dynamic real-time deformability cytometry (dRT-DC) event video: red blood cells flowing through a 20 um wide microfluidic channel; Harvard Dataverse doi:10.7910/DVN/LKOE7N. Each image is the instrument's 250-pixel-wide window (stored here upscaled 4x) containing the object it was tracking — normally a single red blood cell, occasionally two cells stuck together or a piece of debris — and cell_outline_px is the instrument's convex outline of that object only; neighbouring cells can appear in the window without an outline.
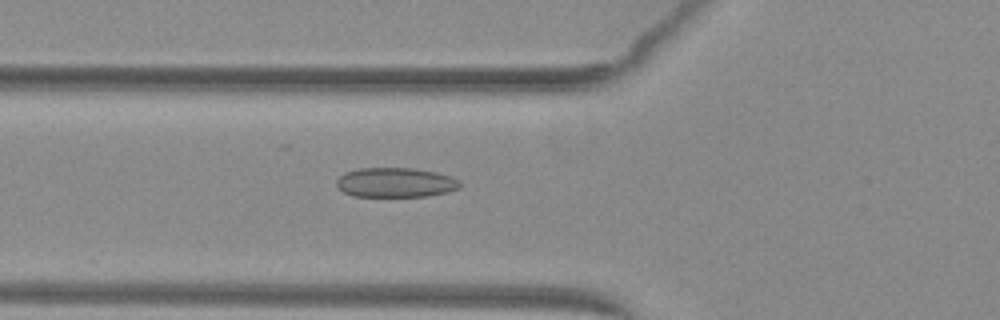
{"species": "common noctule bat (a hibernating species)", "species_latin": "Nyctalus noctula", "temperature_condition": "warm", "stored_images_in_passage": 52, "camera_frame_rate_fps": 3000, "um_per_image_px": 0.085, "animal": {"sex": "female", "body_mass_g": 29.2, "forearm_length_mm": 56.3}, "frame": {"image": 1, "passage_image": 20, "time_ms": 6.333, "image_size_px": [1000, 320], "cell_outline_px": [[460, 188], [448, 192], [428, 196], [352, 196], [344, 192], [336, 184], [336, 180], [344, 172], [360, 168], [416, 168], [436, 172], [452, 176], [460, 180]], "centroid_in_image_um": [33.65, 15.5], "position_along_channel_um": 92.2, "area_um2": 21.44}}
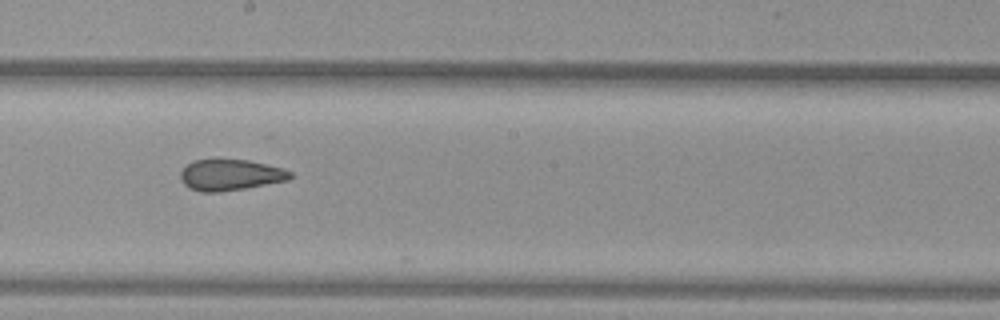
{"frame": {"image": 2, "passage_image": 30, "time_ms": 9.667, "image_size_px": [1000, 320], "cell_outline_px": [[292, 176], [288, 180], [244, 188], [220, 192], [200, 192], [188, 188], [180, 180], [180, 172], [188, 164], [196, 160], [248, 160], [284, 168], [292, 172]], "centroid_in_image_um": [19.57, 14.88], "position_along_channel_um": 228.6, "area_um2": 19.77}}
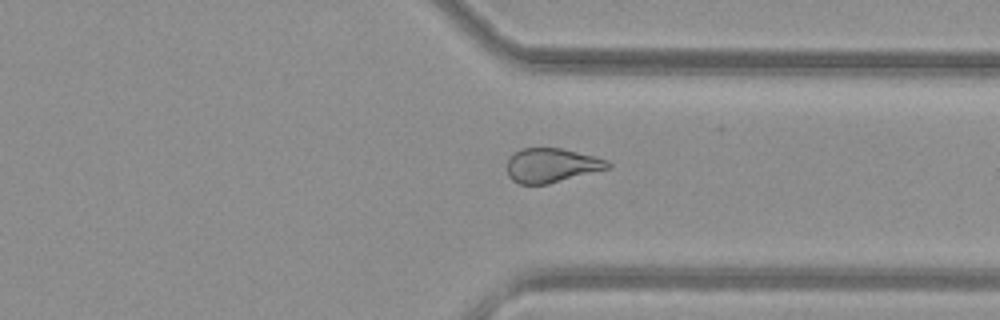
{"frame": {"image": 3, "passage_image": 40, "time_ms": 13.0, "image_size_px": [1000, 320], "cell_outline_px": [[612, 168], [548, 184], [520, 184], [512, 180], [508, 176], [508, 156], [512, 152], [520, 148], [560, 148], [608, 160], [612, 164]], "centroid_in_image_um": [46.88, 14.05], "position_along_channel_um": 364.5, "area_um2": 20.29}, "authors_computed_cell_mechanics": {"area_um2": 22.1952, "velocity_mm_per_s": 4.0769, "shape_relaxation_time_tau1_ms": null, "shape_relaxation_time_tau2_ms": 2.6802, "deformation_change_tau1": null, "deformation_change_tau2": 0.1061}}